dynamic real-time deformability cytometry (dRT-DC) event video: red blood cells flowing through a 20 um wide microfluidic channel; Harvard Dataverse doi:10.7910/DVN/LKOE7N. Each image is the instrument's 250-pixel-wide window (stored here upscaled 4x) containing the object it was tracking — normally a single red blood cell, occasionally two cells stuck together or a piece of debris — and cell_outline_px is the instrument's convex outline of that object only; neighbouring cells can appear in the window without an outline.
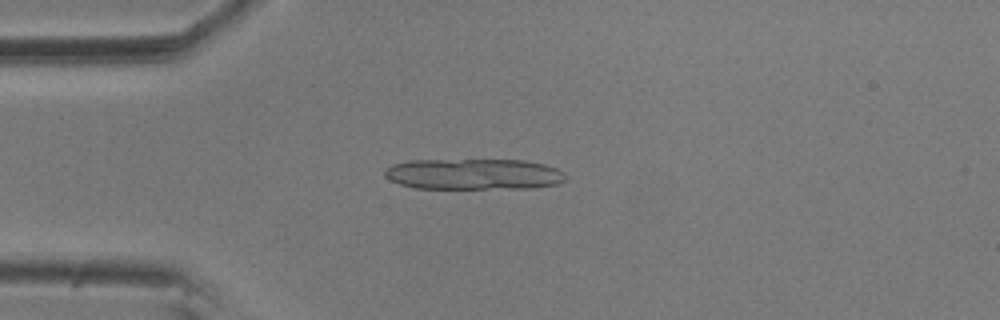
{"species": "common noctule bat (a hibernating species)", "species_latin": "Nyctalus noctula", "temperature_condition": "room temperature", "stored_images_in_passage": 10, "segment_of_instrument_passage": [1, 2], "camera_frame_rate_fps": 3000, "um_per_image_px": 0.085, "animal": {"sex": "male", "body_mass_g": 20.5, "forearm_length_mm": 52.5}, "frame": {"image": 1, "passage_image": 4, "time_ms": 1.0, "image_size_px": [1000, 320], "cell_outline_px": [[568, 176], [564, 180], [556, 184], [532, 188], [416, 188], [400, 184], [384, 176], [384, 168], [392, 164], [408, 160], [524, 160], [544, 164], [556, 168], [564, 172]], "centroid_in_image_um": [40.26, 14.79], "position_along_channel_um": 44.7, "area_um2": 32.71}}